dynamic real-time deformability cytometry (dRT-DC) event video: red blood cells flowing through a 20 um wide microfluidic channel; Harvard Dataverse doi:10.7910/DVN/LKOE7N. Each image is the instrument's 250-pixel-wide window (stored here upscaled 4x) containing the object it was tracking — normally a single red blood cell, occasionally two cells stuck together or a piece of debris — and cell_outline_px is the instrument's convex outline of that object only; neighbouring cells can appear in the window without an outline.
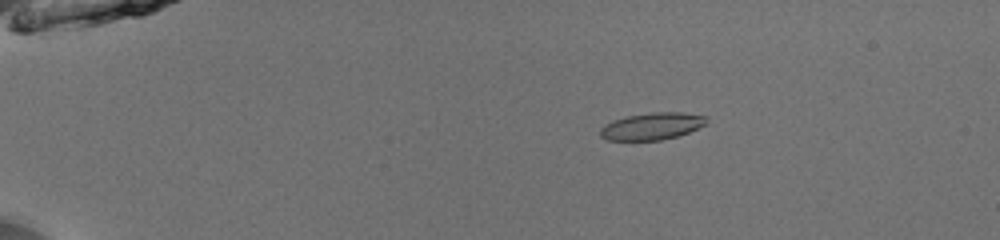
{"species": "common noctule bat (a hibernating species)", "species_latin": "Nyctalus noctula", "temperature_condition": "room temperature", "stored_images_in_passage": 42, "camera_frame_rate_fps": 3000, "um_per_image_px": 0.085, "animal": {"sex": "male", "body_mass_g": 13.0, "forearm_length_mm": 53.1}, "frame": {"image": 1, "passage_image": 1, "time_ms": 0.0, "image_size_px": [1000, 240], "cell_outline_px": [[708, 120], [704, 124], [688, 132], [676, 136], [660, 140], [608, 140], [600, 136], [600, 128], [604, 124], [612, 120], [628, 116], [652, 112], [684, 112], [704, 116]], "centroid_in_image_um": [55.37, 10.72], "position_along_channel_um": 29.6, "area_um2": 16.59}}
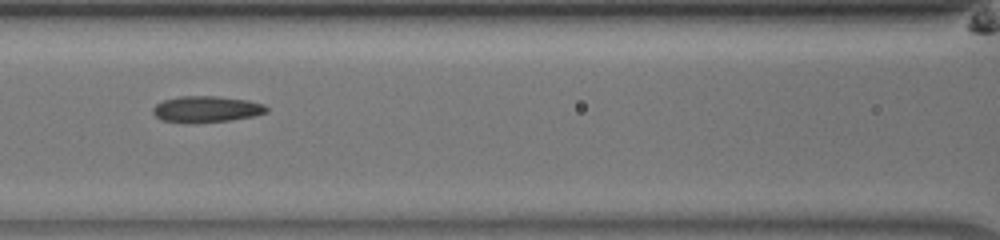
{"frame": {"image": 2, "passage_image": 16, "time_ms": 5.0, "image_size_px": [1000, 240], "cell_outline_px": [[268, 112], [256, 116], [232, 120], [196, 124], [192, 124], [160, 120], [152, 112], [152, 108], [156, 104], [164, 100], [180, 96], [216, 96], [248, 100], [264, 104], [268, 108]], "centroid_in_image_um": [17.55, 9.3], "position_along_channel_um": 149.0, "area_um2": 17.8}}
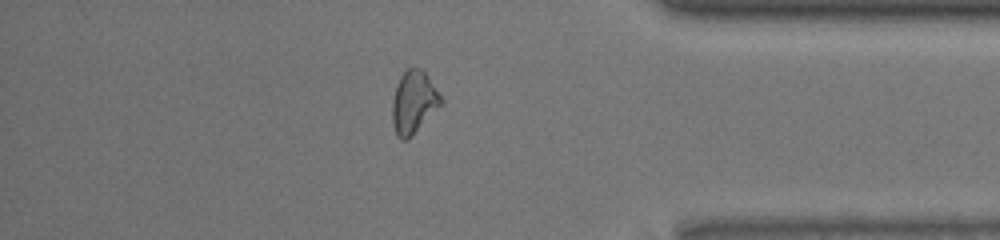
{"frame": {"image": 3, "passage_image": 36, "time_ms": 11.667, "image_size_px": [1000, 240], "cell_outline_px": [[444, 100], [412, 136], [408, 140], [400, 140], [396, 136], [392, 124], [392, 100], [400, 76], [412, 64], [420, 68], [424, 72]], "centroid_in_image_um": [35.13, 8.7], "position_along_channel_um": 400.1, "area_um2": 17.69}, "authors_computed_cell_mechanics": {"area_um2": 17.2244, "velocity_mm_per_s": 4.0048, "shape_relaxation_time_tau1_ms": 3.8265, "shape_relaxation_time_tau2_ms": 2.4606, "deformation_change_tau1": 0.1134, "deformation_change_tau2": 0.11}}